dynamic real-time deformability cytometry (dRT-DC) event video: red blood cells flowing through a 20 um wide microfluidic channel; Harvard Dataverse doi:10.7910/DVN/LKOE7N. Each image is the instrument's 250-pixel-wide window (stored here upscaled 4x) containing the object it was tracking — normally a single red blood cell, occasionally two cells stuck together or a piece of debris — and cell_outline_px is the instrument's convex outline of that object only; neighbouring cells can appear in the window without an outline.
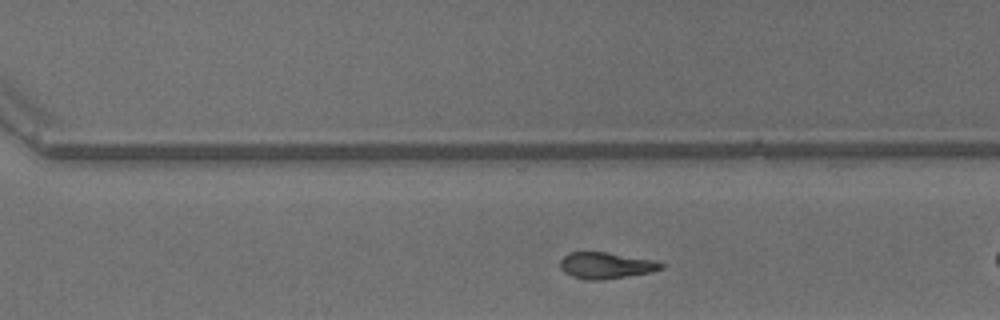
{"species": "common noctule bat (a hibernating species)", "species_latin": "Nyctalus noctula", "temperature_condition": "warm", "stored_images_in_passage": 33, "camera_frame_rate_fps": 3000, "um_per_image_px": 0.085, "animal": {"sex": "male", "body_mass_g": 13.3}, "frame": {"image": 1, "passage_image": 28, "time_ms": 9.0, "image_size_px": [1000, 320], "cell_outline_px": [[664, 268], [652, 272], [600, 280], [584, 280], [572, 276], [564, 272], [560, 268], [560, 260], [568, 252], [608, 252], [652, 260], [664, 264]], "centroid_in_image_um": [51.48, 22.56], "position_along_channel_um": 319.1, "area_um2": 15.49}}